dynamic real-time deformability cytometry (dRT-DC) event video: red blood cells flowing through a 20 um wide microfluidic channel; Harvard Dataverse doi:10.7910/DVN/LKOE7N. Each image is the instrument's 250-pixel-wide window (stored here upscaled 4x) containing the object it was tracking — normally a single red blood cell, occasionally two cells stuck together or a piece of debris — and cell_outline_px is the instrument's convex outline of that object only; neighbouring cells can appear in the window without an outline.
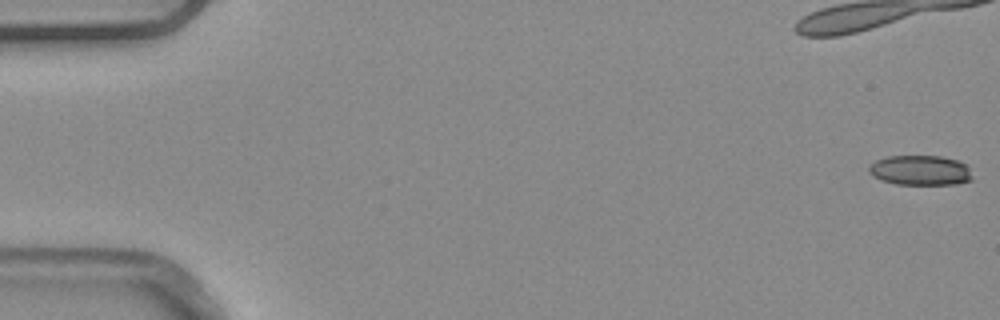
{"species": "common noctule bat (a hibernating species)", "species_latin": "Nyctalus noctula", "temperature_condition": "warm", "stored_images_in_passage": 3, "segment_of_instrument_passage": [2, 2], "camera_frame_rate_fps": 3000, "um_per_image_px": 0.085, "animal": {"sex": "male", "body_mass_g": 20.4}, "frame": {"image": 1, "passage_image": 3, "time_ms": 0.667, "image_size_px": [1000, 320], "cell_outline_px": [[972, 180], [956, 184], [896, 184], [880, 180], [872, 176], [868, 172], [868, 164], [876, 160], [888, 156], [940, 156], [956, 160], [968, 164], [972, 176]], "centroid_in_image_um": [78.21, 14.47], "position_along_channel_um": 6.8, "area_um2": 18.26}}